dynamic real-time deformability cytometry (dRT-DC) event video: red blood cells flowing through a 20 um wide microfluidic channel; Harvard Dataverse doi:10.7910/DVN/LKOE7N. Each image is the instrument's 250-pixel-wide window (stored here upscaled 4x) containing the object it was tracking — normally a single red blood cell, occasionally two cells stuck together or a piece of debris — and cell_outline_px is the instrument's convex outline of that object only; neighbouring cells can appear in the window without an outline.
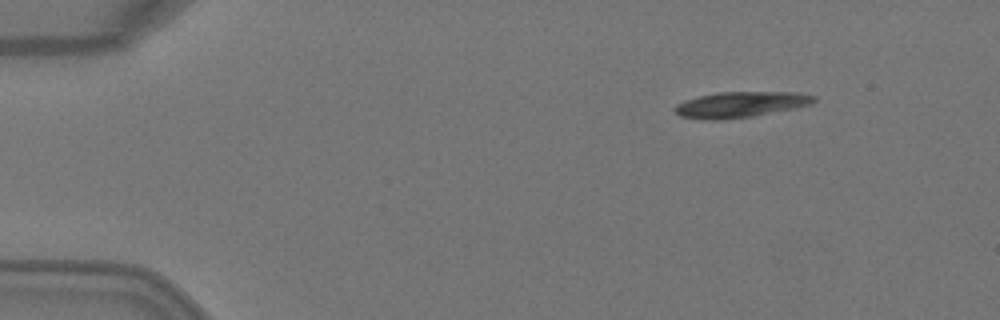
{"species": "Egyptian fruit bat (a non-hibernating species)", "species_latin": "Rousettus aegyptiacus", "temperature_condition": "warm", "stored_images_in_passage": 5, "camera_frame_rate_fps": 3000, "um_per_image_px": 0.085, "animal": {"sex": "female"}, "frame": {"image": 1, "passage_image": 1, "time_ms": 0.0, "image_size_px": [1000, 320], "cell_outline_px": [[816, 100], [812, 104], [796, 108], [752, 116], [720, 120], [704, 120], [680, 116], [672, 108], [676, 104], [684, 100], [716, 92], [800, 92], [816, 96]], "centroid_in_image_um": [62.95, 8.88], "position_along_channel_um": 22.0, "area_um2": 21.04}}
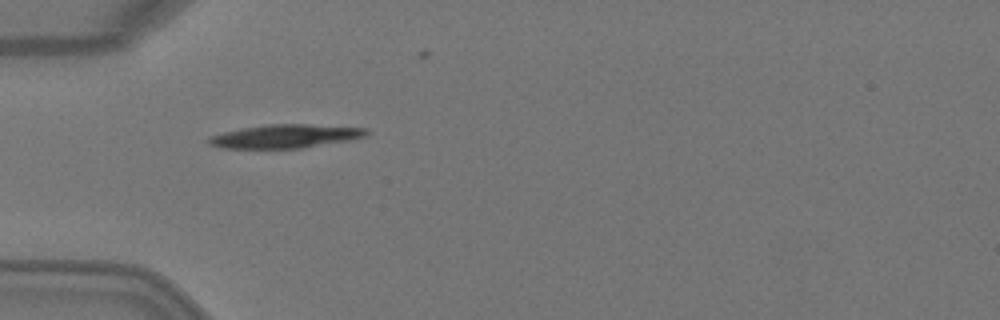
{"frame": {"image": 2, "passage_image": 3, "time_ms": 0.667, "image_size_px": [1000, 320], "cell_outline_px": [[372, 132], [368, 136], [352, 140], [300, 148], [220, 148], [208, 144], [208, 140], [212, 136], [224, 132], [240, 128], [268, 124], [308, 124], [368, 128]], "centroid_in_image_um": [24.34, 11.57], "position_along_channel_um": 60.7, "area_um2": 21.79}}
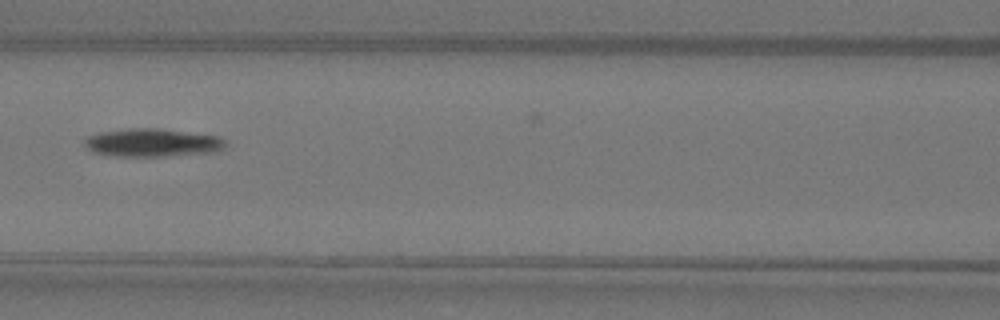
{"frame": {"image": 3, "passage_image": 5, "time_ms": 1.333, "image_size_px": [1000, 320], "cell_outline_px": [[228, 144], [220, 152], [164, 156], [112, 156], [92, 152], [84, 144], [84, 140], [88, 136], [100, 132], [128, 128], [156, 128], [220, 136]], "centroid_in_image_um": [12.99, 12.13], "position_along_channel_um": 153.6, "area_um2": 23.35}}